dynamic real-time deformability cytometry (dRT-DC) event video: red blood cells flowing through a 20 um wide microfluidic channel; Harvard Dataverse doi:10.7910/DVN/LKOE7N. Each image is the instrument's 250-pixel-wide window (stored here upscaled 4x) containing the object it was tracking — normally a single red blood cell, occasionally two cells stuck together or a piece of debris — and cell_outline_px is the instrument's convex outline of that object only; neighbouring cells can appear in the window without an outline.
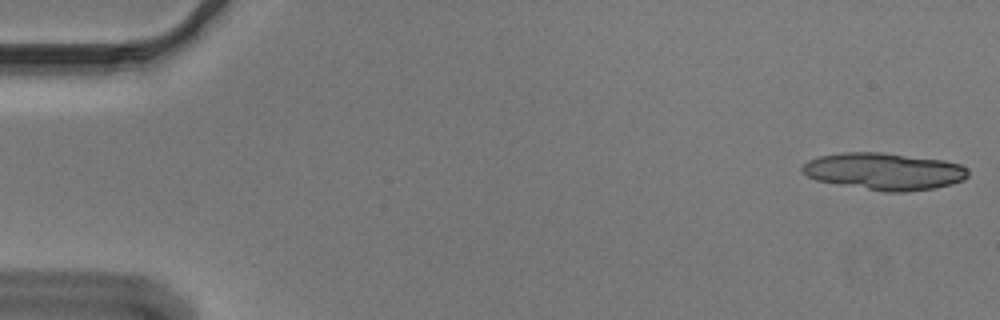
{"species": "Egyptian fruit bat (a non-hibernating species)", "species_latin": "Rousettus aegyptiacus", "temperature_condition": "cold", "stored_images_in_passage": 15, "camera_frame_rate_fps": 3000, "um_per_image_px": 0.085, "animal": {"sex": "male"}, "frame": {"image": 1, "passage_image": 1, "time_ms": 0.0, "image_size_px": [1000, 320], "cell_outline_px": [[968, 176], [964, 180], [952, 184], [936, 188], [904, 192], [884, 192], [836, 184], [816, 180], [800, 172], [800, 168], [808, 160], [820, 156], [840, 152], [880, 152], [944, 160], [960, 164], [968, 168]], "centroid_in_image_um": [75.15, 14.57], "position_along_channel_um": 9.8, "area_um2": 36.13}}